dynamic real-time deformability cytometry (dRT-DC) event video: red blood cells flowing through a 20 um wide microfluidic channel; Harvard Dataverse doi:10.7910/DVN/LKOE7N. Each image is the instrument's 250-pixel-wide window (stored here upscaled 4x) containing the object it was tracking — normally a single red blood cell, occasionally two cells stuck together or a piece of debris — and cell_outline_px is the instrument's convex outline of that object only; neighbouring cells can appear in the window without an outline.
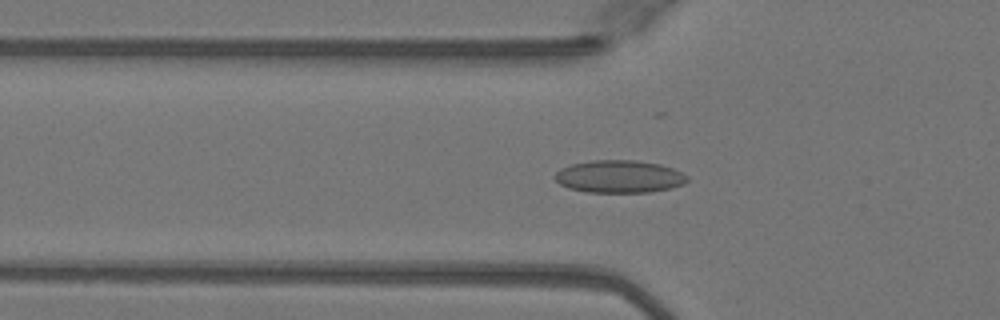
{"species": "Egyptian fruit bat (a non-hibernating species)", "species_latin": "Rousettus aegyptiacus", "temperature_condition": "warm", "stored_images_in_passage": 39, "camera_frame_rate_fps": 3000, "um_per_image_px": 0.085, "animal": {"sex": "female"}, "frame": {"image": 1, "passage_image": 6, "time_ms": 1.667, "image_size_px": [1000, 320], "cell_outline_px": [[688, 180], [684, 184], [672, 188], [652, 192], [588, 192], [568, 188], [560, 184], [552, 176], [560, 168], [572, 164], [592, 160], [636, 160], [660, 164], [672, 168], [688, 176]], "centroid_in_image_um": [52.63, 15.01], "position_along_channel_um": 73.2, "area_um2": 25.26}}
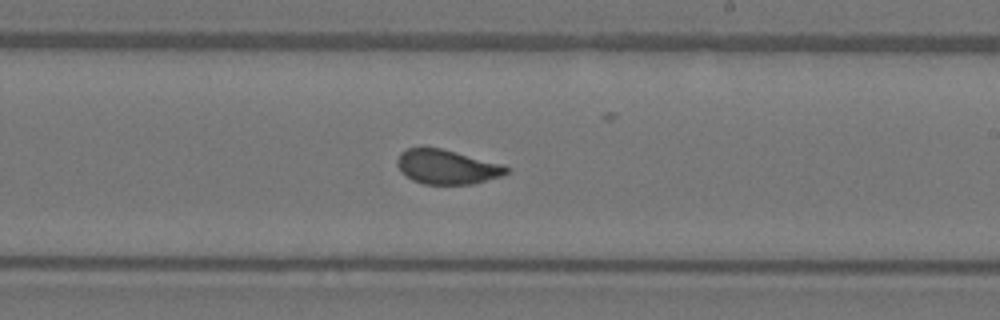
{"frame": {"image": 2, "passage_image": 19, "time_ms": 6.0, "image_size_px": [1000, 320], "cell_outline_px": [[508, 172], [500, 176], [472, 184], [424, 184], [412, 180], [400, 172], [396, 164], [396, 160], [400, 152], [408, 148], [440, 148], [504, 164], [508, 168]], "centroid_in_image_um": [37.95, 14.19], "position_along_channel_um": 251.1, "area_um2": 21.85}}
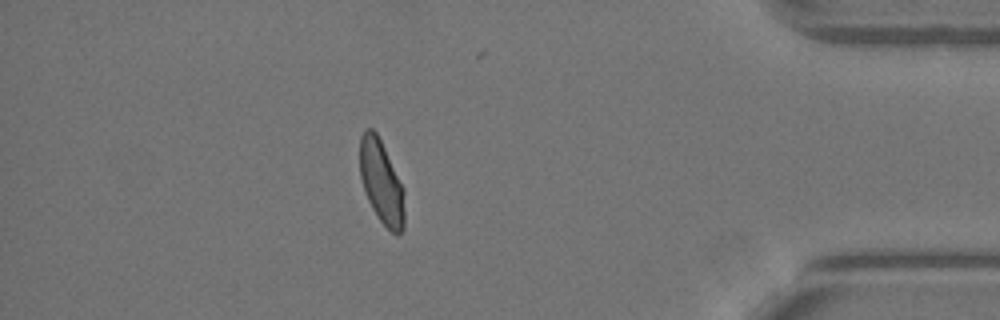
{"frame": {"image": 3, "passage_image": 33, "time_ms": 10.667, "image_size_px": [1000, 320], "cell_outline_px": [[404, 228], [400, 236], [396, 236], [380, 220], [372, 208], [368, 200], [360, 176], [360, 136], [368, 128], [372, 128], [376, 132], [404, 188]], "centroid_in_image_um": [32.44, 15.52], "position_along_channel_um": 402.8, "area_um2": 21.56}, "authors_computed_cell_mechanics": {"area_um2": 22.3686, "velocity_mm_per_s": 4.086, "shape_relaxation_time_tau1_ms": 6.359, "shape_relaxation_time_tau2_ms": null, "deformation_change_tau1": 0.1467, "deformation_change_tau2": null}}